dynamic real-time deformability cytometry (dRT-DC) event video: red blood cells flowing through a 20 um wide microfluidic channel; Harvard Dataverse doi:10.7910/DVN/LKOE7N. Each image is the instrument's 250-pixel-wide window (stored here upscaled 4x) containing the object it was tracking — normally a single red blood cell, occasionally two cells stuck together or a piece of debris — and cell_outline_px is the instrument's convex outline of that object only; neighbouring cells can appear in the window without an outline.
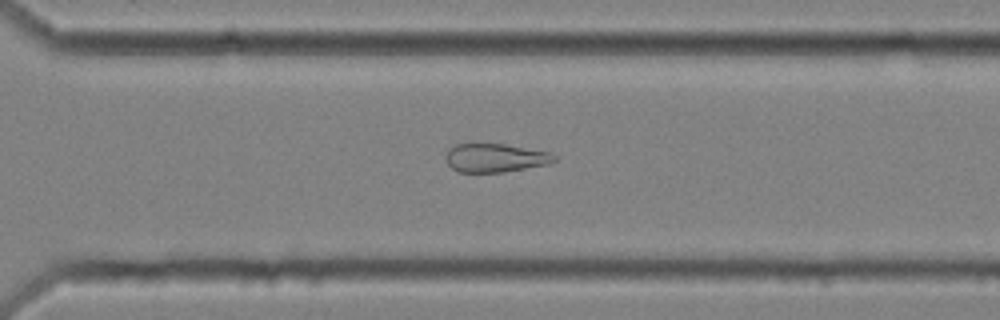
{"species": "common noctule bat (a hibernating species)", "species_latin": "Nyctalus noctula", "temperature_condition": "cold", "stored_images_in_passage": 11, "camera_frame_rate_fps": 3000, "um_per_image_px": 0.085, "animal": {"sex": "female", "body_mass_g": 25.1}, "frame": {"image": 1, "passage_image": 11, "time_ms": 3.333, "image_size_px": [1000, 320], "cell_outline_px": [[556, 160], [548, 164], [504, 172], [460, 172], [452, 168], [448, 164], [444, 156], [448, 148], [456, 144], [472, 140], [504, 144], [548, 152], [556, 156]], "centroid_in_image_um": [42.0, 13.37], "position_along_channel_um": 328.6, "area_um2": 18.67}}